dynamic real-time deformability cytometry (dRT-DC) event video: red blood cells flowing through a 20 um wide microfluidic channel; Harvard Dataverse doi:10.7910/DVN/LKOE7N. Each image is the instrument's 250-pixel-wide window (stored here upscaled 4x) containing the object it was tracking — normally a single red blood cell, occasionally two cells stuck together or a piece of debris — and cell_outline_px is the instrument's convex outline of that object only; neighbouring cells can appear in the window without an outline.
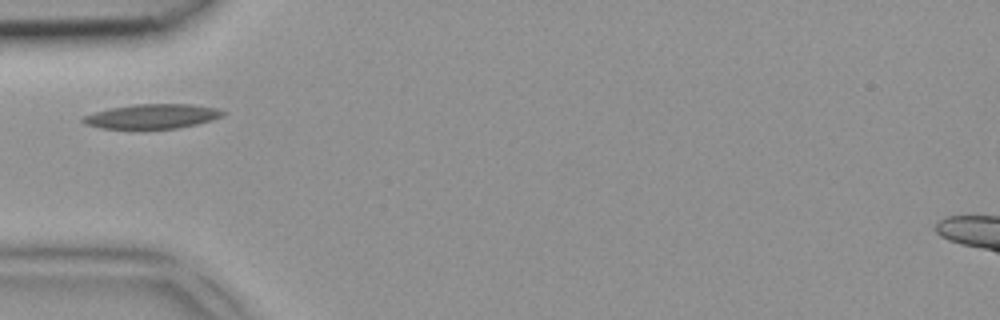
{"species": "common noctule bat (a hibernating species)", "species_latin": "Nyctalus noctula", "temperature_condition": "room temperature", "stored_images_in_passage": 5, "camera_frame_rate_fps": 3000, "um_per_image_px": 0.085, "animal": {"sex": "female", "body_mass_g": 18.4}, "frame": {"image": 1, "passage_image": 3, "time_ms": 0.667, "image_size_px": [1000, 320], "cell_outline_px": [[224, 112], [220, 116], [212, 120], [196, 124], [176, 128], [100, 128], [84, 124], [80, 120], [84, 116], [108, 108], [132, 104], [192, 104], [220, 108]], "centroid_in_image_um": [12.92, 9.87], "position_along_channel_um": 72.1, "area_um2": 19.88}}